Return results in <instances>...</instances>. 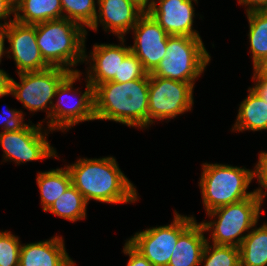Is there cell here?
I'll return each instance as SVG.
<instances>
[{"instance_id":"ab89813d","label":"cell","mask_w":267,"mask_h":266,"mask_svg":"<svg viewBox=\"0 0 267 266\" xmlns=\"http://www.w3.org/2000/svg\"><path fill=\"white\" fill-rule=\"evenodd\" d=\"M157 0H152V5L156 3Z\"/></svg>"},{"instance_id":"8d00e7d4","label":"cell","mask_w":267,"mask_h":266,"mask_svg":"<svg viewBox=\"0 0 267 266\" xmlns=\"http://www.w3.org/2000/svg\"><path fill=\"white\" fill-rule=\"evenodd\" d=\"M5 38H7L6 27H0V62L2 61L4 53L7 54V50H5L4 46Z\"/></svg>"},{"instance_id":"3957f363","label":"cell","mask_w":267,"mask_h":266,"mask_svg":"<svg viewBox=\"0 0 267 266\" xmlns=\"http://www.w3.org/2000/svg\"><path fill=\"white\" fill-rule=\"evenodd\" d=\"M86 35V29L66 18L36 24V42L44 60L70 72H78L73 67L85 61Z\"/></svg>"},{"instance_id":"52a82bcc","label":"cell","mask_w":267,"mask_h":266,"mask_svg":"<svg viewBox=\"0 0 267 266\" xmlns=\"http://www.w3.org/2000/svg\"><path fill=\"white\" fill-rule=\"evenodd\" d=\"M71 72L61 67H50L43 71L17 73L20 83L11 78L10 95L20 101L30 112L47 110L48 131L51 130V109L60 83ZM51 105V106H50ZM50 129V130H49Z\"/></svg>"},{"instance_id":"836d02e7","label":"cell","mask_w":267,"mask_h":266,"mask_svg":"<svg viewBox=\"0 0 267 266\" xmlns=\"http://www.w3.org/2000/svg\"><path fill=\"white\" fill-rule=\"evenodd\" d=\"M238 3L240 5L242 4L248 6L246 13L251 11L267 10V0H238Z\"/></svg>"},{"instance_id":"484cf974","label":"cell","mask_w":267,"mask_h":266,"mask_svg":"<svg viewBox=\"0 0 267 266\" xmlns=\"http://www.w3.org/2000/svg\"><path fill=\"white\" fill-rule=\"evenodd\" d=\"M62 6V18L81 25L87 30L91 27L96 17L95 0H60ZM65 11V12H64ZM65 13V14H64Z\"/></svg>"},{"instance_id":"9a60e30c","label":"cell","mask_w":267,"mask_h":266,"mask_svg":"<svg viewBox=\"0 0 267 266\" xmlns=\"http://www.w3.org/2000/svg\"><path fill=\"white\" fill-rule=\"evenodd\" d=\"M119 41L121 42L119 45L96 43L93 51L90 52L91 56H88L85 51V61L90 63L86 78L93 88L108 81L119 82V66L131 52L130 46L124 45V38H119Z\"/></svg>"},{"instance_id":"d6a6232c","label":"cell","mask_w":267,"mask_h":266,"mask_svg":"<svg viewBox=\"0 0 267 266\" xmlns=\"http://www.w3.org/2000/svg\"><path fill=\"white\" fill-rule=\"evenodd\" d=\"M253 81H255L252 88L256 91V93L262 97L267 103V77L266 76H257L253 73Z\"/></svg>"},{"instance_id":"8fae6325","label":"cell","mask_w":267,"mask_h":266,"mask_svg":"<svg viewBox=\"0 0 267 266\" xmlns=\"http://www.w3.org/2000/svg\"><path fill=\"white\" fill-rule=\"evenodd\" d=\"M38 123L0 132V145L3 148L5 161L12 160L16 164L58 157L57 152L47 141L48 131H42Z\"/></svg>"},{"instance_id":"83f0119b","label":"cell","mask_w":267,"mask_h":266,"mask_svg":"<svg viewBox=\"0 0 267 266\" xmlns=\"http://www.w3.org/2000/svg\"><path fill=\"white\" fill-rule=\"evenodd\" d=\"M147 74L142 62L130 52L119 66V83L141 79Z\"/></svg>"},{"instance_id":"f546056e","label":"cell","mask_w":267,"mask_h":266,"mask_svg":"<svg viewBox=\"0 0 267 266\" xmlns=\"http://www.w3.org/2000/svg\"><path fill=\"white\" fill-rule=\"evenodd\" d=\"M23 121V111L21 110L19 111L16 109H6L0 116V124L2 126V131L21 127L25 124Z\"/></svg>"},{"instance_id":"4316f807","label":"cell","mask_w":267,"mask_h":266,"mask_svg":"<svg viewBox=\"0 0 267 266\" xmlns=\"http://www.w3.org/2000/svg\"><path fill=\"white\" fill-rule=\"evenodd\" d=\"M21 243L9 231H0V266H19Z\"/></svg>"},{"instance_id":"277c9868","label":"cell","mask_w":267,"mask_h":266,"mask_svg":"<svg viewBox=\"0 0 267 266\" xmlns=\"http://www.w3.org/2000/svg\"><path fill=\"white\" fill-rule=\"evenodd\" d=\"M202 171L199 186L207 213L247 199L256 192L255 189L253 192L247 191L249 184L256 177V169L203 163Z\"/></svg>"},{"instance_id":"30bf717a","label":"cell","mask_w":267,"mask_h":266,"mask_svg":"<svg viewBox=\"0 0 267 266\" xmlns=\"http://www.w3.org/2000/svg\"><path fill=\"white\" fill-rule=\"evenodd\" d=\"M82 74L83 73H81L80 71L71 72L58 86L55 93V97H57L58 101L56 102V104H53L51 109L52 132L54 130H62V132H65L66 129V131H68L72 126L82 121L84 122L96 120L94 115V88L87 79H85V92L81 94L79 93L80 97L74 103V105H72L73 103L70 104V106L67 105L68 101H70L68 100V98H74L78 93L76 91L77 89H73V84L77 79H80V75ZM71 93H75L74 97H71V95H69Z\"/></svg>"},{"instance_id":"7402d4cb","label":"cell","mask_w":267,"mask_h":266,"mask_svg":"<svg viewBox=\"0 0 267 266\" xmlns=\"http://www.w3.org/2000/svg\"><path fill=\"white\" fill-rule=\"evenodd\" d=\"M256 226L239 246L240 266H267V223Z\"/></svg>"},{"instance_id":"44dd1931","label":"cell","mask_w":267,"mask_h":266,"mask_svg":"<svg viewBox=\"0 0 267 266\" xmlns=\"http://www.w3.org/2000/svg\"><path fill=\"white\" fill-rule=\"evenodd\" d=\"M37 175L41 205L46 212L72 185L71 176L67 167L38 172Z\"/></svg>"},{"instance_id":"ba28073f","label":"cell","mask_w":267,"mask_h":266,"mask_svg":"<svg viewBox=\"0 0 267 266\" xmlns=\"http://www.w3.org/2000/svg\"><path fill=\"white\" fill-rule=\"evenodd\" d=\"M195 83H186L149 73L148 127L156 119L170 120L192 110ZM155 120V121H154Z\"/></svg>"},{"instance_id":"5b68a950","label":"cell","mask_w":267,"mask_h":266,"mask_svg":"<svg viewBox=\"0 0 267 266\" xmlns=\"http://www.w3.org/2000/svg\"><path fill=\"white\" fill-rule=\"evenodd\" d=\"M261 202L255 192L251 197L237 203L216 208L207 215L216 220L201 222L205 231H212L210 240L216 245L239 247L243 239L259 220ZM248 232L242 234L244 232Z\"/></svg>"},{"instance_id":"9c48e42d","label":"cell","mask_w":267,"mask_h":266,"mask_svg":"<svg viewBox=\"0 0 267 266\" xmlns=\"http://www.w3.org/2000/svg\"><path fill=\"white\" fill-rule=\"evenodd\" d=\"M169 225L152 227L134 234L126 241L154 266H168L179 236L195 221L174 211Z\"/></svg>"},{"instance_id":"5bb4252c","label":"cell","mask_w":267,"mask_h":266,"mask_svg":"<svg viewBox=\"0 0 267 266\" xmlns=\"http://www.w3.org/2000/svg\"><path fill=\"white\" fill-rule=\"evenodd\" d=\"M197 0H157L148 13L170 36L200 37L193 29ZM157 2H159L157 6Z\"/></svg>"},{"instance_id":"ac0fdd59","label":"cell","mask_w":267,"mask_h":266,"mask_svg":"<svg viewBox=\"0 0 267 266\" xmlns=\"http://www.w3.org/2000/svg\"><path fill=\"white\" fill-rule=\"evenodd\" d=\"M195 220L178 238L168 266H199L207 242L204 228Z\"/></svg>"},{"instance_id":"8992f818","label":"cell","mask_w":267,"mask_h":266,"mask_svg":"<svg viewBox=\"0 0 267 266\" xmlns=\"http://www.w3.org/2000/svg\"><path fill=\"white\" fill-rule=\"evenodd\" d=\"M210 60L211 57L201 37L169 35L165 58L151 74L176 81L195 83Z\"/></svg>"},{"instance_id":"f35d334b","label":"cell","mask_w":267,"mask_h":266,"mask_svg":"<svg viewBox=\"0 0 267 266\" xmlns=\"http://www.w3.org/2000/svg\"><path fill=\"white\" fill-rule=\"evenodd\" d=\"M11 1H13L14 2V4H16L19 0H11Z\"/></svg>"},{"instance_id":"6da1fadb","label":"cell","mask_w":267,"mask_h":266,"mask_svg":"<svg viewBox=\"0 0 267 266\" xmlns=\"http://www.w3.org/2000/svg\"><path fill=\"white\" fill-rule=\"evenodd\" d=\"M72 185L89 203L91 199L104 203H134L136 187L119 168L114 157L80 158L66 166Z\"/></svg>"},{"instance_id":"7c38bea8","label":"cell","mask_w":267,"mask_h":266,"mask_svg":"<svg viewBox=\"0 0 267 266\" xmlns=\"http://www.w3.org/2000/svg\"><path fill=\"white\" fill-rule=\"evenodd\" d=\"M132 30L135 36L131 52L142 62L144 69L152 73L165 58L169 35L148 12L138 19Z\"/></svg>"},{"instance_id":"ffe728a7","label":"cell","mask_w":267,"mask_h":266,"mask_svg":"<svg viewBox=\"0 0 267 266\" xmlns=\"http://www.w3.org/2000/svg\"><path fill=\"white\" fill-rule=\"evenodd\" d=\"M15 21L36 25L45 21L62 18L60 0H19L15 4Z\"/></svg>"},{"instance_id":"cb8c5ba5","label":"cell","mask_w":267,"mask_h":266,"mask_svg":"<svg viewBox=\"0 0 267 266\" xmlns=\"http://www.w3.org/2000/svg\"><path fill=\"white\" fill-rule=\"evenodd\" d=\"M253 67L267 56V10L247 12Z\"/></svg>"},{"instance_id":"4dcf8cb0","label":"cell","mask_w":267,"mask_h":266,"mask_svg":"<svg viewBox=\"0 0 267 266\" xmlns=\"http://www.w3.org/2000/svg\"><path fill=\"white\" fill-rule=\"evenodd\" d=\"M124 255L129 256L127 266H154L144 256L137 252L127 241L123 246Z\"/></svg>"},{"instance_id":"603a6c76","label":"cell","mask_w":267,"mask_h":266,"mask_svg":"<svg viewBox=\"0 0 267 266\" xmlns=\"http://www.w3.org/2000/svg\"><path fill=\"white\" fill-rule=\"evenodd\" d=\"M87 204L83 195L71 185L46 212L75 222L86 218Z\"/></svg>"},{"instance_id":"2e32d148","label":"cell","mask_w":267,"mask_h":266,"mask_svg":"<svg viewBox=\"0 0 267 266\" xmlns=\"http://www.w3.org/2000/svg\"><path fill=\"white\" fill-rule=\"evenodd\" d=\"M98 10L91 30H98L102 24L104 31H110L118 38H124L145 13L131 0H96ZM99 12V13H98Z\"/></svg>"},{"instance_id":"e0dca14e","label":"cell","mask_w":267,"mask_h":266,"mask_svg":"<svg viewBox=\"0 0 267 266\" xmlns=\"http://www.w3.org/2000/svg\"><path fill=\"white\" fill-rule=\"evenodd\" d=\"M19 266H75L62 237L21 244Z\"/></svg>"},{"instance_id":"1f68e13d","label":"cell","mask_w":267,"mask_h":266,"mask_svg":"<svg viewBox=\"0 0 267 266\" xmlns=\"http://www.w3.org/2000/svg\"><path fill=\"white\" fill-rule=\"evenodd\" d=\"M11 14L15 15V4L11 0H0V20H4V23L0 22V27H6L11 22L15 21V18L9 19L7 18L11 16Z\"/></svg>"},{"instance_id":"74e56055","label":"cell","mask_w":267,"mask_h":266,"mask_svg":"<svg viewBox=\"0 0 267 266\" xmlns=\"http://www.w3.org/2000/svg\"><path fill=\"white\" fill-rule=\"evenodd\" d=\"M144 12H148L152 8V0H131Z\"/></svg>"},{"instance_id":"d4e9b609","label":"cell","mask_w":267,"mask_h":266,"mask_svg":"<svg viewBox=\"0 0 267 266\" xmlns=\"http://www.w3.org/2000/svg\"><path fill=\"white\" fill-rule=\"evenodd\" d=\"M203 266H240L239 247L231 245L205 244L200 264Z\"/></svg>"},{"instance_id":"e575fe53","label":"cell","mask_w":267,"mask_h":266,"mask_svg":"<svg viewBox=\"0 0 267 266\" xmlns=\"http://www.w3.org/2000/svg\"><path fill=\"white\" fill-rule=\"evenodd\" d=\"M11 78L7 72L0 69V97L10 95Z\"/></svg>"},{"instance_id":"4fadbf2b","label":"cell","mask_w":267,"mask_h":266,"mask_svg":"<svg viewBox=\"0 0 267 266\" xmlns=\"http://www.w3.org/2000/svg\"><path fill=\"white\" fill-rule=\"evenodd\" d=\"M10 44L8 58L13 57L17 73L43 71L51 66L44 60L36 42V25H26L13 21L6 26ZM12 56V57H11Z\"/></svg>"},{"instance_id":"d590c367","label":"cell","mask_w":267,"mask_h":266,"mask_svg":"<svg viewBox=\"0 0 267 266\" xmlns=\"http://www.w3.org/2000/svg\"><path fill=\"white\" fill-rule=\"evenodd\" d=\"M254 73L257 76H266L267 77V56L259 61L254 67Z\"/></svg>"},{"instance_id":"d6986e66","label":"cell","mask_w":267,"mask_h":266,"mask_svg":"<svg viewBox=\"0 0 267 266\" xmlns=\"http://www.w3.org/2000/svg\"><path fill=\"white\" fill-rule=\"evenodd\" d=\"M249 95L239 105L232 131L267 130V103L256 91L248 88Z\"/></svg>"},{"instance_id":"f1b7e54d","label":"cell","mask_w":267,"mask_h":266,"mask_svg":"<svg viewBox=\"0 0 267 266\" xmlns=\"http://www.w3.org/2000/svg\"><path fill=\"white\" fill-rule=\"evenodd\" d=\"M254 169H256V177L260 185V187L256 189V193L262 205V203H264L263 199L264 197H266V194H267V153L266 152L261 151V153L259 154V160L257 164L255 165ZM262 188L263 189L265 188L266 191L263 192Z\"/></svg>"},{"instance_id":"7a4b0ae2","label":"cell","mask_w":267,"mask_h":266,"mask_svg":"<svg viewBox=\"0 0 267 266\" xmlns=\"http://www.w3.org/2000/svg\"><path fill=\"white\" fill-rule=\"evenodd\" d=\"M149 73L129 82L108 81L94 88L96 120H110L128 127H148Z\"/></svg>"}]
</instances>
